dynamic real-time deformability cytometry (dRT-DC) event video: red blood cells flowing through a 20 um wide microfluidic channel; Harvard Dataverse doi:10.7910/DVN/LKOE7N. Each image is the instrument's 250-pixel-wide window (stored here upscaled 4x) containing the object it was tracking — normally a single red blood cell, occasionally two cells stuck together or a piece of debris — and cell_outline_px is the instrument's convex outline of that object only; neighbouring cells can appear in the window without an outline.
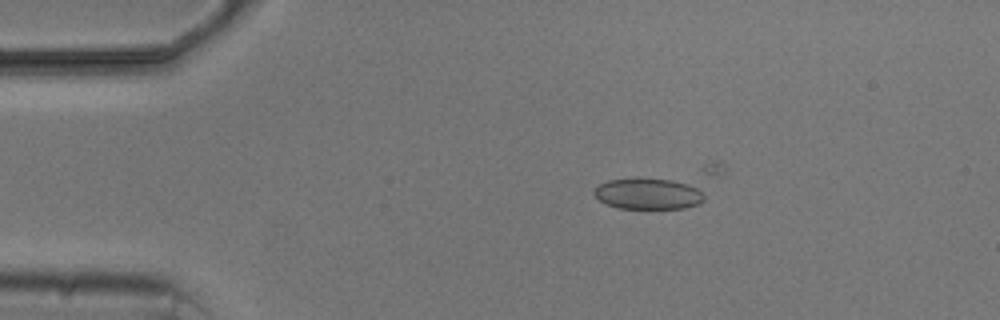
{"species": "common noctule bat (a hibernating species)", "species_latin": "Nyctalus noctula", "temperature_condition": "cold", "stored_images_in_passage": 4, "camera_frame_rate_fps": 3000, "um_per_image_px": 0.085, "animal": {"sex": "male", "body_mass_g": 20.5, "forearm_length_mm": 52.5}, "frame": {"image": 1, "passage_image": 2, "time_ms": 1.333, "image_size_px": [1000, 320], "cell_outline_px": [[704, 200], [700, 204], [684, 208], [620, 208], [608, 204], [600, 200], [592, 192], [600, 184], [608, 180], [672, 180], [688, 184], [704, 192]], "centroid_in_image_um": [55.14, 16.5], "position_along_channel_um": 29.9, "area_um2": 19.31}}